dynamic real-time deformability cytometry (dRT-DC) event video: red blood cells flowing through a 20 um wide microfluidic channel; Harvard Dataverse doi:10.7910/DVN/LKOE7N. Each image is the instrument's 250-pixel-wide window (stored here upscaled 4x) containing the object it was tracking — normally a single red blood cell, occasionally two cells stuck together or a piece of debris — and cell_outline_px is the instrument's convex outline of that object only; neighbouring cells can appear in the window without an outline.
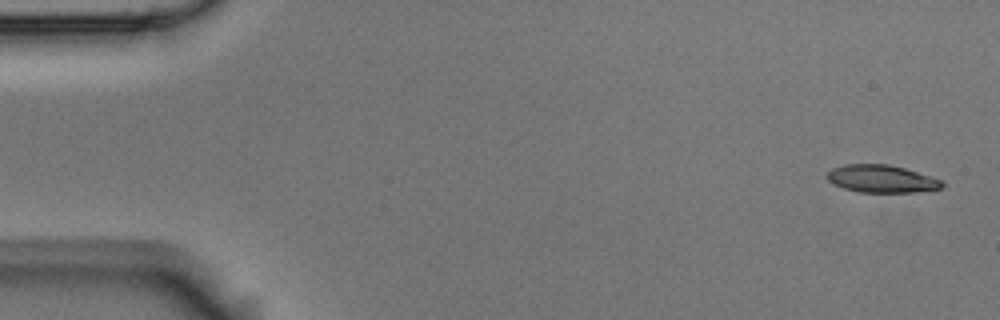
{"species": "Egyptian fruit bat (a non-hibernating species)", "species_latin": "Rousettus aegyptiacus", "temperature_condition": "room temperature", "stored_images_in_passage": 5, "camera_frame_rate_fps": 3000, "um_per_image_px": 0.085, "animal": {"sex": "male"}, "frame": {"image": 1, "passage_image": 1, "time_ms": 0.0, "image_size_px": [1000, 320], "cell_outline_px": [[944, 184], [940, 188], [916, 192], [860, 192], [844, 188], [828, 180], [828, 172], [832, 168], [844, 164], [888, 164], [904, 168], [944, 180]], "centroid_in_image_um": [74.96, 15.19], "position_along_channel_um": 10.0, "area_um2": 18.32}}
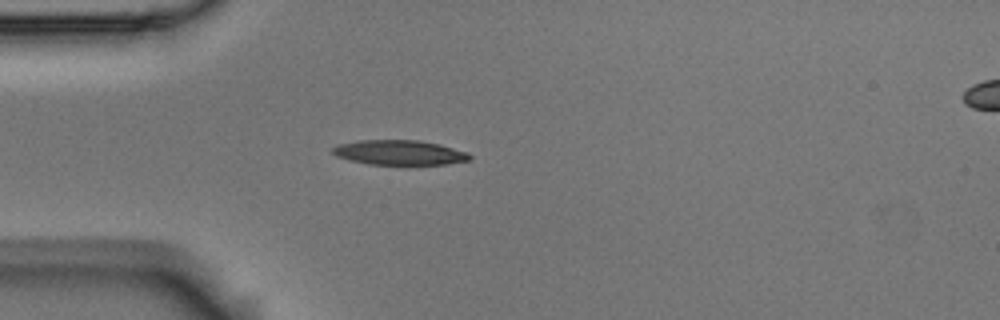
{"frame": {"image": 2, "passage_image": 4, "time_ms": 1.0, "image_size_px": [1000, 320], "cell_outline_px": [[472, 156], [468, 160], [444, 164], [368, 164], [336, 156], [332, 152], [332, 148], [336, 144], [360, 140], [420, 140], [440, 144], [468, 152]], "centroid_in_image_um": [33.94, 12.95], "position_along_channel_um": 51.1, "area_um2": 19.71}}